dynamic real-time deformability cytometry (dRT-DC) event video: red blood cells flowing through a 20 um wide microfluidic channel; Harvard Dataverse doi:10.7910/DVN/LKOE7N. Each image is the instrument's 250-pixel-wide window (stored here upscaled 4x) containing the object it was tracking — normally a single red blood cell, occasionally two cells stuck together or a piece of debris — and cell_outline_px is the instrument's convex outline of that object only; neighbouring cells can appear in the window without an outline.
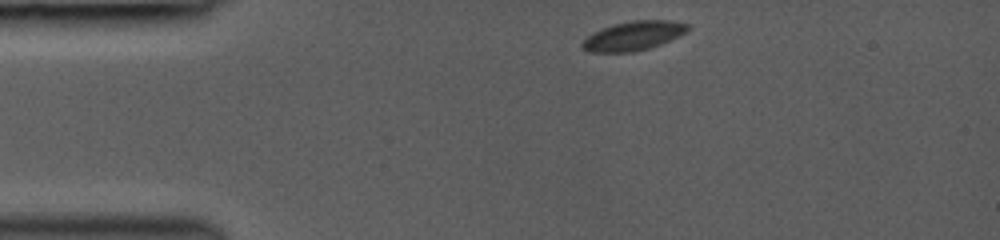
{"species": "common noctule bat (a hibernating species)", "species_latin": "Nyctalus noctula", "temperature_condition": "room temperature", "stored_images_in_passage": 37, "camera_frame_rate_fps": 3000, "um_per_image_px": 0.085, "animal": {"sex": "female", "body_mass_g": 19.0, "forearm_length_mm": 53.3}, "frame": {"image": 1, "passage_image": 1, "time_ms": 0.0, "image_size_px": [1000, 240], "cell_outline_px": [[688, 32], [660, 44], [648, 48], [632, 52], [588, 52], [580, 44], [588, 36], [604, 28], [616, 24], [632, 20], [668, 20], [688, 24]], "centroid_in_image_um": [53.86, 3.05], "position_along_channel_um": 31.1, "area_um2": 17.57}}
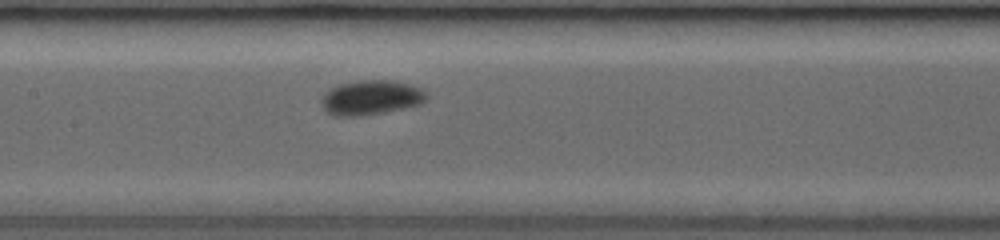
{"frame": {"image": 2, "passage_image": 15, "time_ms": 4.667, "image_size_px": [1000, 240], "cell_outline_px": [[428, 96], [420, 104], [404, 108], [384, 112], [360, 116], [336, 116], [324, 112], [320, 104], [320, 100], [324, 92], [340, 84], [356, 80], [392, 80], [412, 84], [424, 88]], "centroid_in_image_um": [31.52, 8.29], "position_along_channel_um": 175.9, "area_um2": 21.62}}
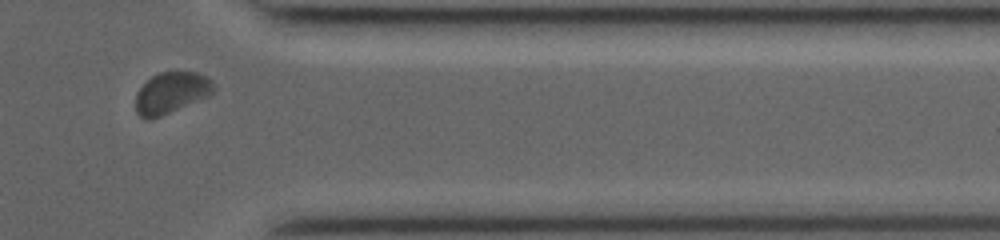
{"frame": {"image": 3, "passage_image": 31, "time_ms": 10.0, "image_size_px": [1000, 240], "cell_outline_px": [[216, 88], [208, 96], [152, 120], [144, 120], [136, 112], [136, 92], [152, 76], [160, 72], [196, 72], [212, 80], [216, 84]], "centroid_in_image_um": [14.55, 7.9], "position_along_channel_um": 396.8, "area_um2": 18.79}}